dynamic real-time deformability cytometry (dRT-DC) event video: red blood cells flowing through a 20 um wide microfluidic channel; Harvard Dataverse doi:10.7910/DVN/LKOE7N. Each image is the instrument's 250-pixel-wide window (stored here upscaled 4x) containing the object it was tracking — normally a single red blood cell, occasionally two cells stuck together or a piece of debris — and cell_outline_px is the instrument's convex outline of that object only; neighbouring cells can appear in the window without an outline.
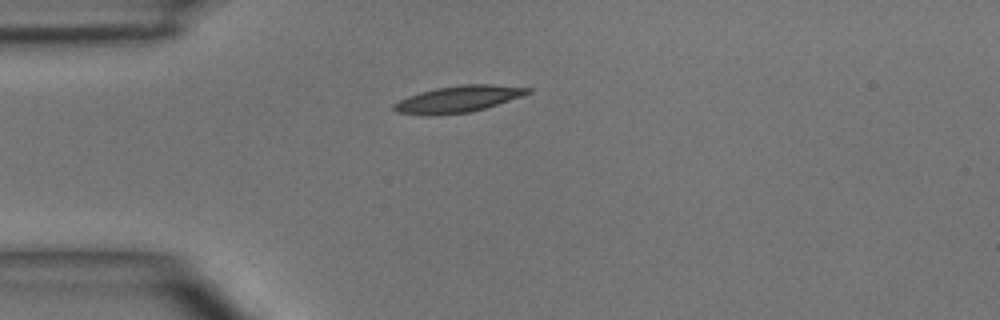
{"species": "common noctule bat (a hibernating species)", "species_latin": "Nyctalus noctula", "temperature_condition": "room temperature", "stored_images_in_passage": 2, "camera_frame_rate_fps": 3000, "um_per_image_px": 0.085, "animal": {"sex": "male", "body_mass_g": 15.6}, "frame": {"image": 1, "passage_image": 1, "time_ms": 0.0, "image_size_px": [1000, 320], "cell_outline_px": [[532, 92], [484, 108], [468, 112], [436, 116], [396, 112], [392, 108], [392, 104], [408, 96], [420, 92], [436, 88], [460, 84], [492, 84], [532, 88]], "centroid_in_image_um": [38.91, 8.41], "position_along_channel_um": 46.1, "area_um2": 20.58}}